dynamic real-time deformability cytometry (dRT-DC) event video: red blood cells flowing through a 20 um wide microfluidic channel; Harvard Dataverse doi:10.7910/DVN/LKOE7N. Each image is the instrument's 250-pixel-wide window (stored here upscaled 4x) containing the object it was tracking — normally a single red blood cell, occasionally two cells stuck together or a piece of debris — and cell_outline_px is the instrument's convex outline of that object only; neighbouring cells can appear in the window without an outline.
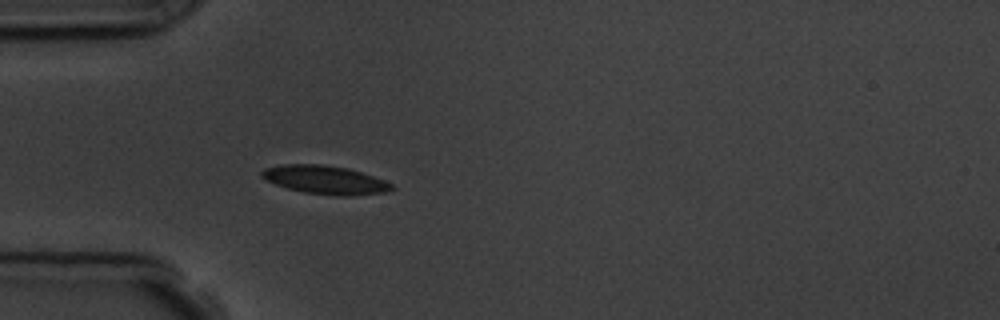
{"species": "common noctule bat (a hibernating species)", "species_latin": "Nyctalus noctula", "temperature_condition": "room temperature", "stored_images_in_passage": 5, "camera_frame_rate_fps": 3000, "um_per_image_px": 0.085, "animal": {"sex": "male", "body_mass_g": 19.5, "forearm_length_mm": 54.6}, "frame": {"image": 1, "passage_image": 5, "time_ms": 4.667, "image_size_px": [1000, 320], "cell_outline_px": [[396, 188], [384, 192], [348, 196], [340, 196], [304, 192], [288, 188], [276, 184], [260, 176], [260, 172], [264, 168], [280, 164], [324, 164], [348, 168], [384, 180], [392, 184]], "centroid_in_image_um": [27.62, 15.27], "position_along_channel_um": 57.4, "area_um2": 21.44}}